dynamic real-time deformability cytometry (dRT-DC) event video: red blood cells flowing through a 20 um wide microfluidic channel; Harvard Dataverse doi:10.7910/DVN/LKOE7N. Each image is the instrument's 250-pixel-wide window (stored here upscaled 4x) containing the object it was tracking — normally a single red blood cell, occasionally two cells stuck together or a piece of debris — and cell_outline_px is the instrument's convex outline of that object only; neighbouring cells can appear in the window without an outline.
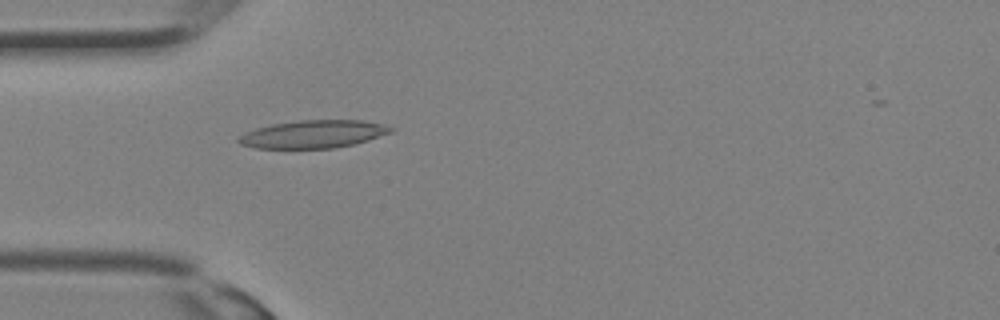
{"species": "Egyptian fruit bat (a non-hibernating species)", "species_latin": "Rousettus aegyptiacus", "temperature_condition": "room temperature", "stored_images_in_passage": 9, "camera_frame_rate_fps": 3000, "um_per_image_px": 0.085, "animal": {"sex": "female"}, "frame": {"image": 1, "passage_image": 1, "time_ms": 0.0, "image_size_px": [1000, 320], "cell_outline_px": [[396, 128], [392, 132], [368, 140], [352, 144], [332, 148], [256, 148], [240, 144], [236, 140], [244, 132], [256, 128], [272, 124], [300, 120], [364, 120], [384, 124]], "centroid_in_image_um": [26.64, 11.39], "position_along_channel_um": 58.4, "area_um2": 24.68}}
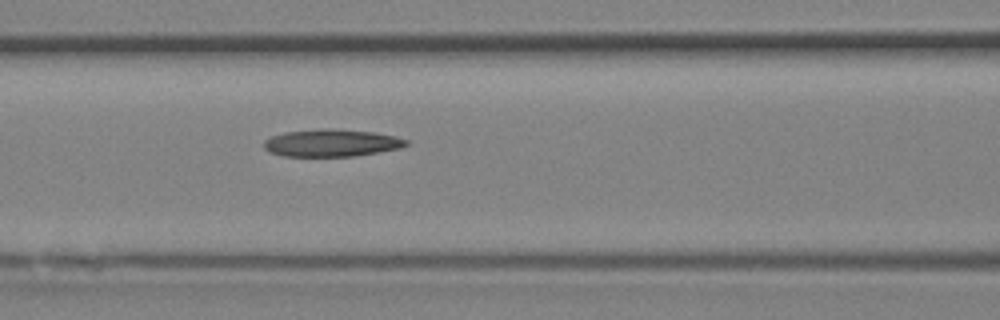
{"frame": {"image": 2, "passage_image": 5, "time_ms": 1.333, "image_size_px": [1000, 320], "cell_outline_px": [[408, 144], [400, 148], [352, 156], [284, 156], [272, 152], [264, 148], [264, 140], [268, 136], [284, 132], [320, 128], [332, 128], [372, 132], [396, 136], [408, 140]], "centroid_in_image_um": [28.15, 12.13], "position_along_channel_um": 138.5, "area_um2": 22.66}}
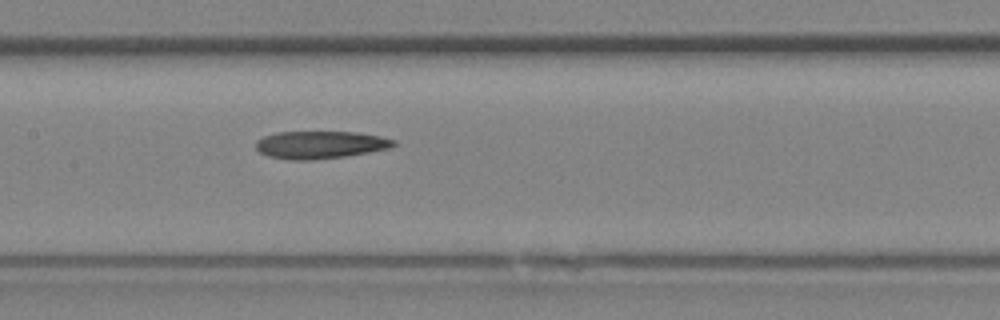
{"frame": {"image": 3, "passage_image": 7, "time_ms": 2.0, "image_size_px": [1000, 320], "cell_outline_px": [[396, 144], [388, 148], [368, 152], [344, 156], [312, 160], [292, 160], [268, 156], [260, 152], [256, 148], [256, 140], [264, 136], [276, 132], [356, 132], [380, 136], [396, 140]], "centroid_in_image_um": [27.19, 12.3], "position_along_channel_um": 180.2, "area_um2": 22.02}}